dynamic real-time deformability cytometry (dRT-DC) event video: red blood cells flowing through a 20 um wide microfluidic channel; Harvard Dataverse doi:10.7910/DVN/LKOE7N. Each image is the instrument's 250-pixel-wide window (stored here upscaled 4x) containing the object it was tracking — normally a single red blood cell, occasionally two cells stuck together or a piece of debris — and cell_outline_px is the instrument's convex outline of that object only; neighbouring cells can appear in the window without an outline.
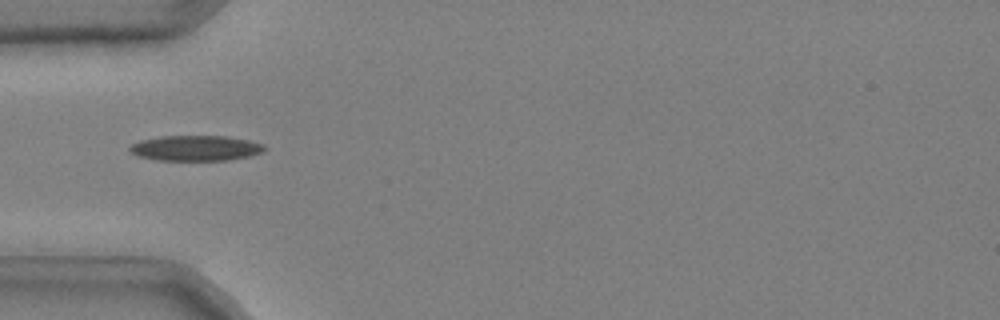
{"species": "common noctule bat (a hibernating species)", "species_latin": "Nyctalus noctula", "temperature_condition": "cold", "stored_images_in_passage": 35, "camera_frame_rate_fps": 3000, "um_per_image_px": 0.085, "animal": {"sex": "male", "body_mass_g": 20.4}, "frame": {"image": 1, "passage_image": 2, "time_ms": 0.333, "image_size_px": [1000, 320], "cell_outline_px": [[268, 148], [264, 152], [248, 156], [228, 160], [156, 160], [136, 156], [128, 148], [132, 144], [140, 140], [160, 136], [228, 136], [248, 140], [264, 144]], "centroid_in_image_um": [16.65, 12.59], "position_along_channel_um": 68.4, "area_um2": 20.06}}
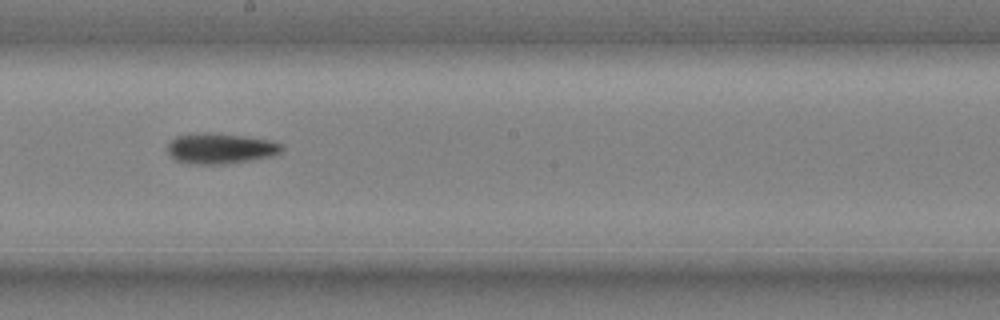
{"frame": {"image": 2, "passage_image": 15, "time_ms": 4.667, "image_size_px": [1000, 320], "cell_outline_px": [[284, 148], [280, 152], [272, 156], [224, 164], [192, 164], [176, 160], [168, 152], [168, 144], [176, 136], [204, 132], [208, 132], [244, 136], [272, 140], [280, 144]], "centroid_in_image_um": [18.74, 12.61], "position_along_channel_um": 229.5, "area_um2": 20.17}}
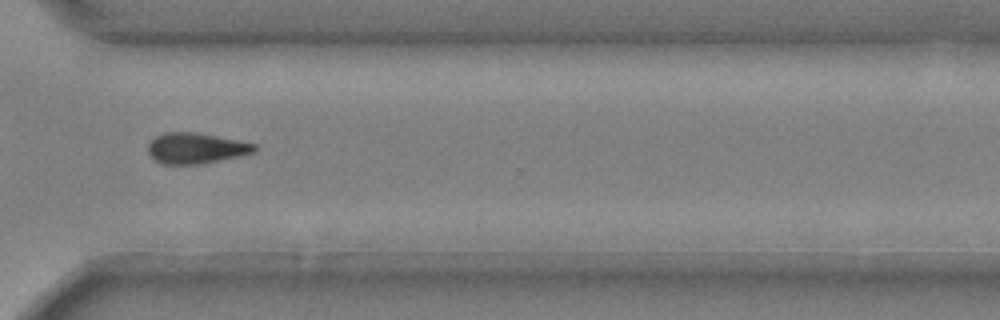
{"frame": {"image": 3, "passage_image": 25, "time_ms": 8.0, "image_size_px": [1000, 320], "cell_outline_px": [[256, 152], [200, 164], [160, 164], [148, 152], [148, 144], [156, 136], [164, 132], [196, 132], [256, 144]], "centroid_in_image_um": [16.63, 12.59], "position_along_channel_um": 354.0, "area_um2": 18.84}, "authors_computed_cell_mechanics": {"area_um2": 19.2474, "velocity_mm_per_s": 3.721, "shape_relaxation_time_tau1_ms": 4.8181, "shape_relaxation_time_tau2_ms": null, "deformation_change_tau1": 0.1555, "deformation_change_tau2": null}}